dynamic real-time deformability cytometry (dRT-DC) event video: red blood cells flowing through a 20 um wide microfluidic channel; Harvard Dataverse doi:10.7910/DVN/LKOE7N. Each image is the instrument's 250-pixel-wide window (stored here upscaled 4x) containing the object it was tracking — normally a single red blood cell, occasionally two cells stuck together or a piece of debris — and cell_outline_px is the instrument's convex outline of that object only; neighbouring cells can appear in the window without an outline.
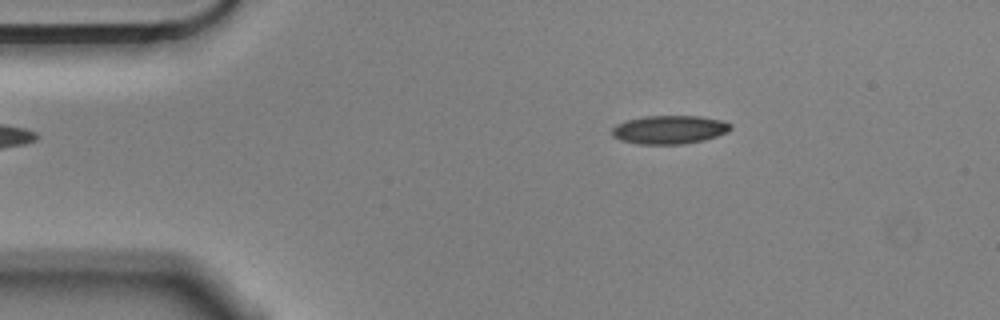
{"species": "Egyptian fruit bat (a non-hibernating species)", "species_latin": "Rousettus aegyptiacus", "temperature_condition": "cold", "stored_images_in_passage": 6, "camera_frame_rate_fps": 3000, "um_per_image_px": 0.085, "animal": {"sex": "male"}, "frame": {"image": 1, "passage_image": 2, "time_ms": 0.333, "image_size_px": [1000, 320], "cell_outline_px": [[732, 128], [728, 132], [704, 140], [684, 144], [636, 144], [620, 140], [612, 136], [612, 128], [616, 124], [624, 120], [644, 116], [700, 116], [720, 120], [732, 124]], "centroid_in_image_um": [56.87, 11.02], "position_along_channel_um": 28.1, "area_um2": 19.88}}
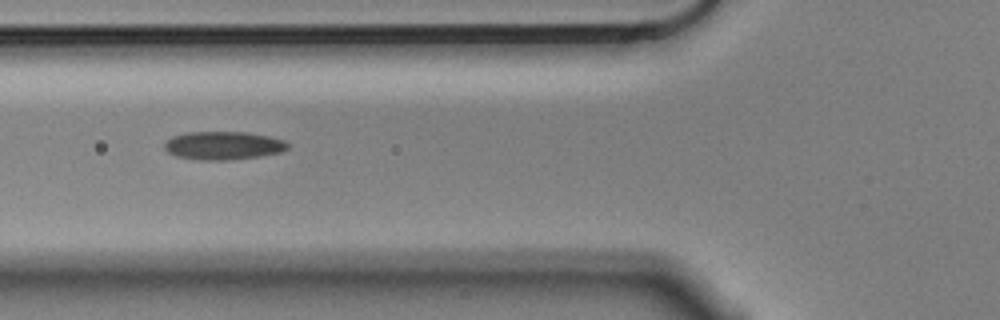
{"frame": {"image": 2, "passage_image": 5, "time_ms": 1.333, "image_size_px": [1000, 320], "cell_outline_px": [[288, 148], [280, 152], [260, 156], [228, 160], [200, 160], [176, 156], [168, 152], [164, 148], [164, 144], [172, 136], [184, 132], [244, 132], [268, 136], [284, 140], [288, 144]], "centroid_in_image_um": [18.95, 12.37], "position_along_channel_um": 106.8, "area_um2": 20.23}}
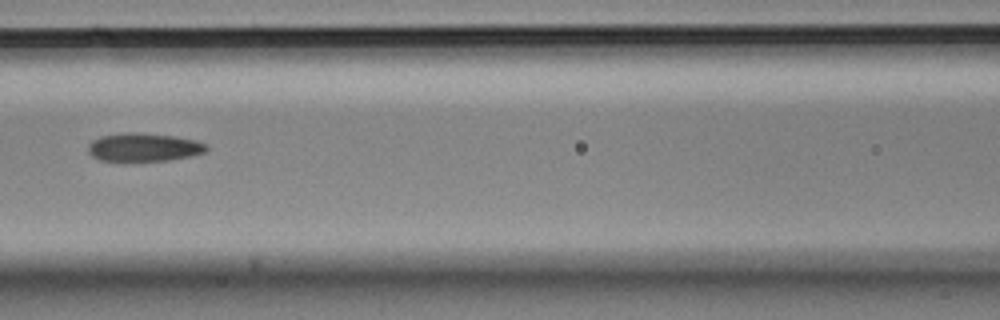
{"frame": {"image": 3, "passage_image": 6, "time_ms": 1.667, "image_size_px": [1000, 320], "cell_outline_px": [[208, 148], [204, 152], [192, 156], [168, 160], [100, 160], [92, 156], [88, 152], [88, 144], [92, 140], [100, 136], [128, 132], [136, 132], [172, 136], [196, 140], [208, 144]], "centroid_in_image_um": [12.22, 12.5], "position_along_channel_um": 154.4, "area_um2": 19.36}}